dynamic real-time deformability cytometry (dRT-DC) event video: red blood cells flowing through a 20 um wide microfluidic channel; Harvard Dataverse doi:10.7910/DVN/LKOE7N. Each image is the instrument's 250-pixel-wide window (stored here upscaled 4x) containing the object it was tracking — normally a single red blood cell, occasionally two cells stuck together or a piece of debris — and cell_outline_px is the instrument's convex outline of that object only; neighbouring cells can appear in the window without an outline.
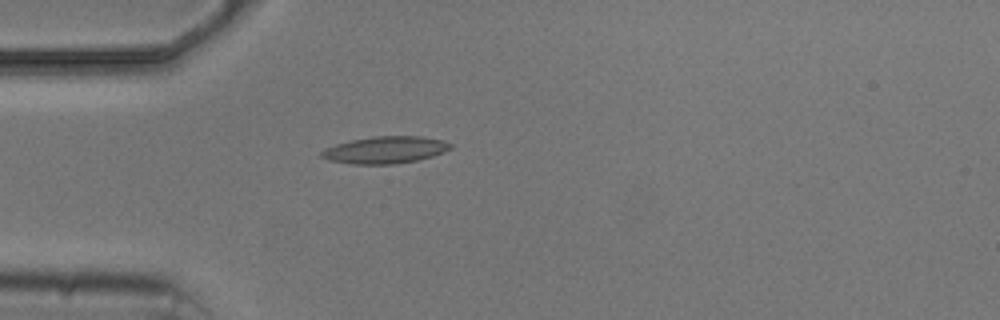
{"species": "common noctule bat (a hibernating species)", "species_latin": "Nyctalus noctula", "temperature_condition": "cold", "stored_images_in_passage": 3, "camera_frame_rate_fps": 3000, "um_per_image_px": 0.085, "animal": {"sex": "male", "body_mass_g": 20.5, "forearm_length_mm": 52.5}, "frame": {"image": 1, "passage_image": 3, "time_ms": 2.333, "image_size_px": [1000, 320], "cell_outline_px": [[452, 148], [444, 152], [432, 156], [416, 160], [392, 164], [352, 164], [328, 160], [320, 156], [320, 152], [336, 144], [352, 140], [372, 136], [420, 136], [444, 140], [452, 144]], "centroid_in_image_um": [32.76, 12.74], "position_along_channel_um": 52.2, "area_um2": 20.23}}